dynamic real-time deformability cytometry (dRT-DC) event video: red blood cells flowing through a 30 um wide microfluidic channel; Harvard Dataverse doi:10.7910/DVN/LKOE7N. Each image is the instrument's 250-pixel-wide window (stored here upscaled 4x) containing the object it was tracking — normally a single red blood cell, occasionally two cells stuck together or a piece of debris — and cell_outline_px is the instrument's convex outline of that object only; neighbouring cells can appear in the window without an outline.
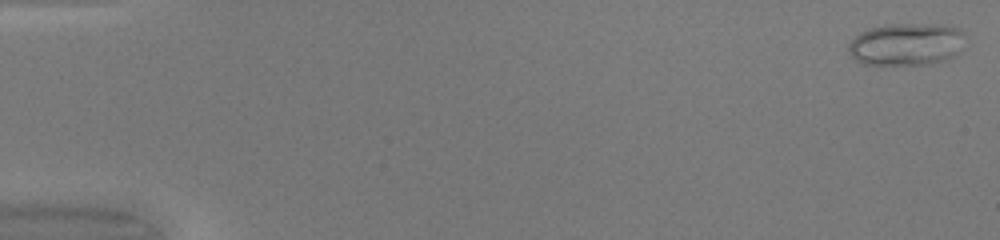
{"species": "common noctule bat (a hibernating species)", "species_latin": "Nyctalus noctula", "temperature_condition": "warm", "stored_images_in_passage": 8, "camera_frame_rate_fps": 3000, "um_per_image_px": 0.085, "animal": {"sex": "female", "body_mass_g": 20.0, "forearm_length_mm": 54.0}, "frame": {"image": 1, "passage_image": 1, "time_ms": 0.0, "image_size_px": [1000, 240], "cell_outline_px": [[964, 36], [956, 52], [952, 56], [944, 60], [924, 64], [864, 64], [856, 60], [848, 52], [848, 44], [860, 32], [868, 28], [888, 24], [940, 24], [960, 28], [964, 32]], "centroid_in_image_um": [76.99, 3.74], "position_along_channel_um": 8.0, "area_um2": 28.55}}